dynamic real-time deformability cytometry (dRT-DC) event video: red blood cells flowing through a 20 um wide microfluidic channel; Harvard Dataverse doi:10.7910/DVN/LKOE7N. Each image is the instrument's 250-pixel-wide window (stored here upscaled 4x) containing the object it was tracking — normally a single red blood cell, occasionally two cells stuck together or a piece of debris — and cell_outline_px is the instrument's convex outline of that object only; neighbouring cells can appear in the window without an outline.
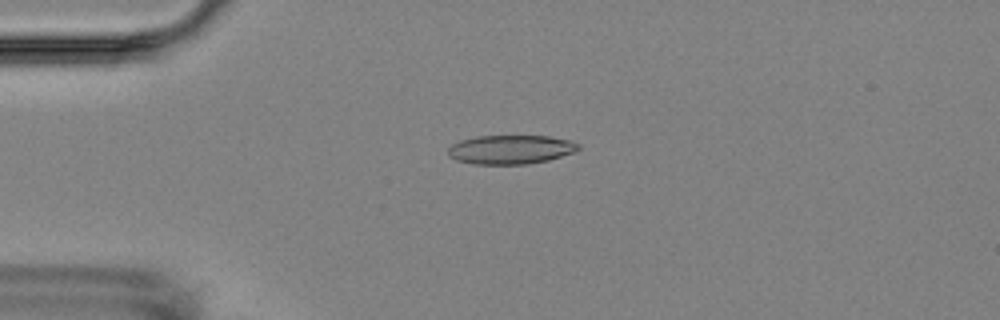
{"species": "Egyptian fruit bat (a non-hibernating species)", "species_latin": "Rousettus aegyptiacus", "temperature_condition": "room temperature", "stored_images_in_passage": 4, "camera_frame_rate_fps": 3000, "um_per_image_px": 0.085, "animal": {"sex": "female"}, "frame": {"image": 1, "passage_image": 3, "time_ms": 2.333, "image_size_px": [1000, 320], "cell_outline_px": [[580, 148], [576, 152], [548, 160], [528, 164], [472, 164], [456, 160], [448, 156], [448, 148], [452, 144], [460, 140], [476, 136], [548, 136], [568, 140], [580, 144]], "centroid_in_image_um": [43.4, 12.71], "position_along_channel_um": 41.6, "area_um2": 22.14}}